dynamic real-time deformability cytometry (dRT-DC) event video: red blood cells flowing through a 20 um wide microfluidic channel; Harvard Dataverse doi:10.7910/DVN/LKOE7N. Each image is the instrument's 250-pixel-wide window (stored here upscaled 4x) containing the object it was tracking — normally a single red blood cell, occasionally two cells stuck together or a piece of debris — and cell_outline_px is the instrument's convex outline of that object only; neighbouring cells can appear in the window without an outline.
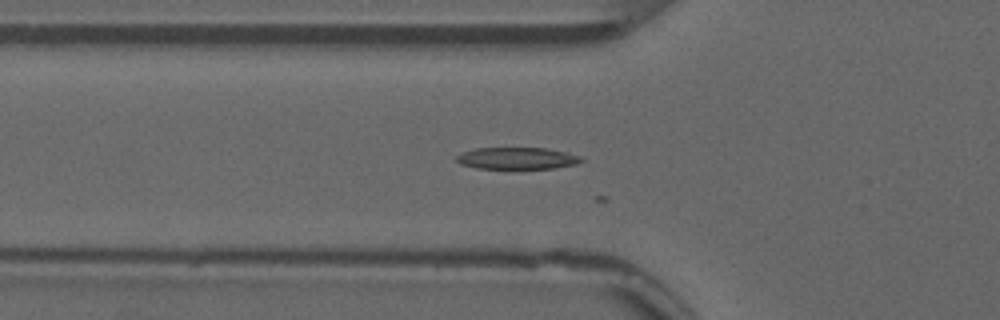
{"species": "common noctule bat (a hibernating species)", "species_latin": "Nyctalus noctula", "temperature_condition": "warm", "stored_images_in_passage": 23, "camera_frame_rate_fps": 3000, "um_per_image_px": 0.085, "animal": {"sex": "male", "forearm_length_mm": 52.5}, "frame": {"image": 1, "passage_image": 19, "time_ms": 6.0, "image_size_px": [1000, 320], "cell_outline_px": [[584, 160], [576, 164], [552, 168], [476, 168], [460, 164], [456, 160], [456, 156], [464, 152], [476, 148], [544, 148], [568, 152], [580, 156]], "centroid_in_image_um": [43.96, 13.45], "position_along_channel_um": 81.8, "area_um2": 15.72}}
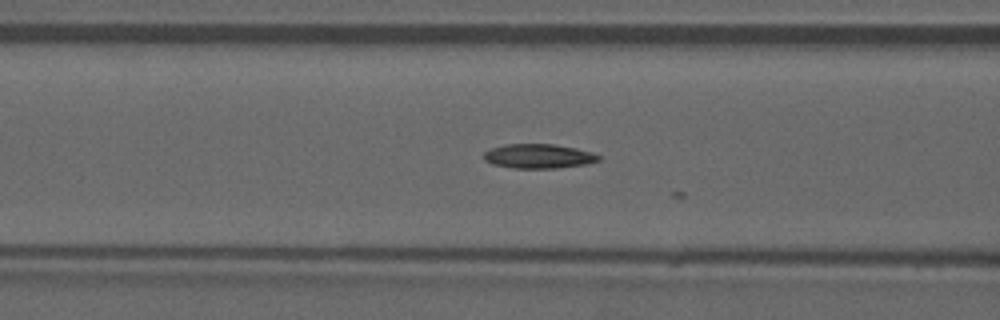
{"frame": {"image": 2, "passage_image": 22, "time_ms": 7.0, "image_size_px": [1000, 320], "cell_outline_px": [[600, 160], [584, 164], [556, 168], [516, 168], [492, 164], [484, 160], [484, 152], [492, 148], [504, 144], [556, 144], [576, 148], [592, 152], [600, 156]], "centroid_in_image_um": [45.77, 13.26], "position_along_channel_um": 120.8, "area_um2": 16.24}}